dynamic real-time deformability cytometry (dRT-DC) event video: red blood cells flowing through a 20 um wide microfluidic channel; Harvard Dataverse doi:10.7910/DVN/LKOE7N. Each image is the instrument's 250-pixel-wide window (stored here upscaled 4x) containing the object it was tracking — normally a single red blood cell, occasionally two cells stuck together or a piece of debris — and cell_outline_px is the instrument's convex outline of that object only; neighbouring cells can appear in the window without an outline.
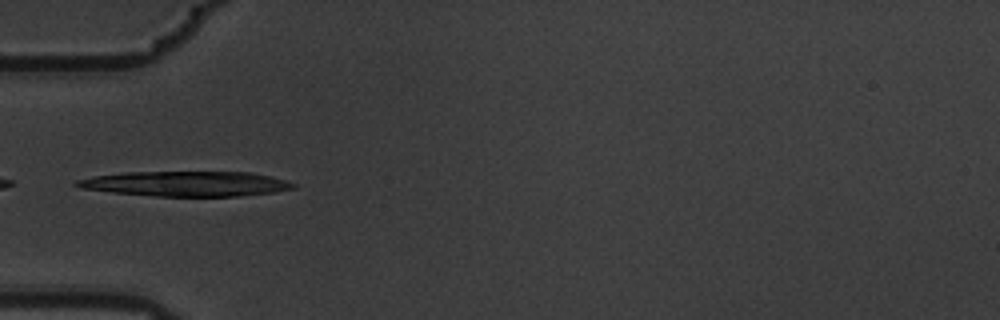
{"species": "common noctule bat (a hibernating species)", "species_latin": "Nyctalus noctula", "temperature_condition": "warm", "stored_images_in_passage": 5, "camera_frame_rate_fps": 3000, "um_per_image_px": 0.085, "animal": {"sex": "male", "body_mass_g": 19.5, "forearm_length_mm": 54.6}, "frame": {"image": 1, "passage_image": 5, "time_ms": 1.333, "image_size_px": [1000, 320], "cell_outline_px": [[296, 188], [276, 192], [236, 196], [156, 196], [112, 192], [80, 188], [72, 184], [76, 180], [92, 176], [124, 172], [252, 172], [284, 180], [296, 184]], "centroid_in_image_um": [15.78, 15.62], "position_along_channel_um": 69.2, "area_um2": 31.56}}